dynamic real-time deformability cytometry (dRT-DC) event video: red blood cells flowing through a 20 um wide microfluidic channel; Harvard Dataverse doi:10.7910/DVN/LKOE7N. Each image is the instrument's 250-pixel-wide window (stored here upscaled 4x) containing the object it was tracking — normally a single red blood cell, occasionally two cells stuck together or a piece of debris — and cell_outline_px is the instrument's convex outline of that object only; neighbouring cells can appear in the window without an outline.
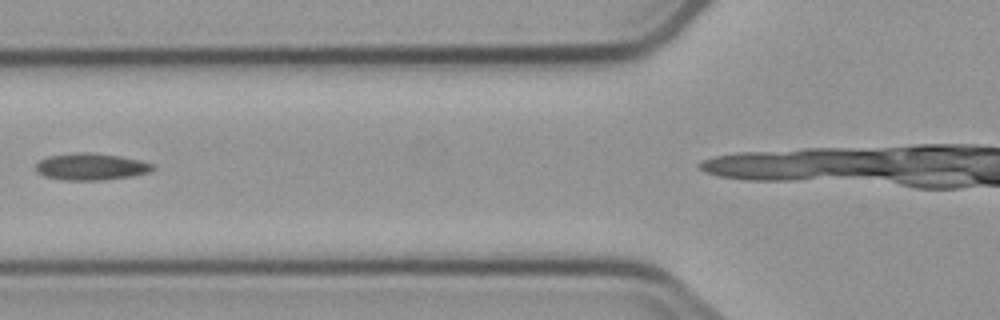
{"species": "common noctule bat (a hibernating species)", "species_latin": "Nyctalus noctula", "temperature_condition": "cold", "stored_images_in_passage": 4, "camera_frame_rate_fps": 3000, "um_per_image_px": 0.085, "animal": {"sex": "male", "body_mass_g": 23.1, "forearm_length_mm": 52.7}, "frame": {"image": 1, "passage_image": 3, "time_ms": 2.667, "image_size_px": [1000, 320], "cell_outline_px": [[156, 168], [148, 172], [132, 176], [100, 180], [64, 180], [44, 176], [36, 172], [36, 164], [40, 160], [48, 156], [76, 152], [88, 152], [120, 156], [152, 164]], "centroid_in_image_um": [7.69, 14.17], "position_along_channel_um": 118.1, "area_um2": 18.15}}